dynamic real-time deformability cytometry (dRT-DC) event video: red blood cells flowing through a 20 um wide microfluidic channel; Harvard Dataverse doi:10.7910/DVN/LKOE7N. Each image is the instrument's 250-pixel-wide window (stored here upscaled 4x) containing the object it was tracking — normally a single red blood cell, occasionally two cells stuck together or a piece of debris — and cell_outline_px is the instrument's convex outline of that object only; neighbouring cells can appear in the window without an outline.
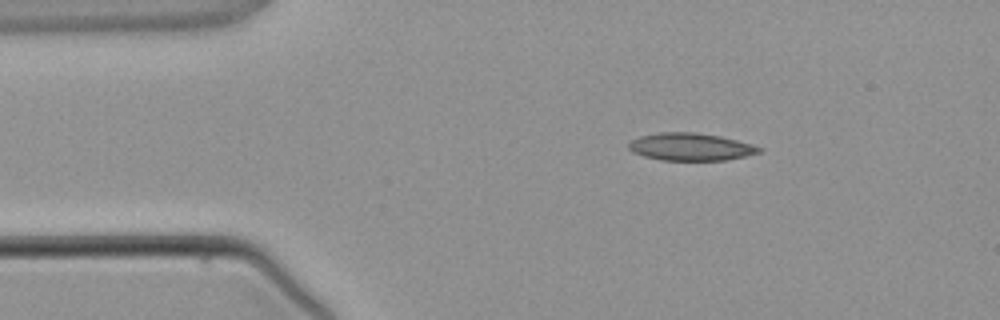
{"species": "common noctule bat (a hibernating species)", "species_latin": "Nyctalus noctula", "temperature_condition": "warm", "stored_images_in_passage": 2, "camera_frame_rate_fps": 3000, "um_per_image_px": 0.085, "animal": {"sex": "male", "body_mass_g": 21.5, "forearm_length_mm": 52.0}, "frame": {"image": 1, "passage_image": 1, "time_ms": 0.0, "image_size_px": [1000, 320], "cell_outline_px": [[764, 148], [760, 152], [728, 160], [660, 160], [644, 156], [632, 152], [628, 148], [628, 144], [632, 140], [640, 136], [660, 132], [696, 132], [720, 136], [752, 144]], "centroid_in_image_um": [58.7, 12.48], "position_along_channel_um": 26.3, "area_um2": 20.92}}